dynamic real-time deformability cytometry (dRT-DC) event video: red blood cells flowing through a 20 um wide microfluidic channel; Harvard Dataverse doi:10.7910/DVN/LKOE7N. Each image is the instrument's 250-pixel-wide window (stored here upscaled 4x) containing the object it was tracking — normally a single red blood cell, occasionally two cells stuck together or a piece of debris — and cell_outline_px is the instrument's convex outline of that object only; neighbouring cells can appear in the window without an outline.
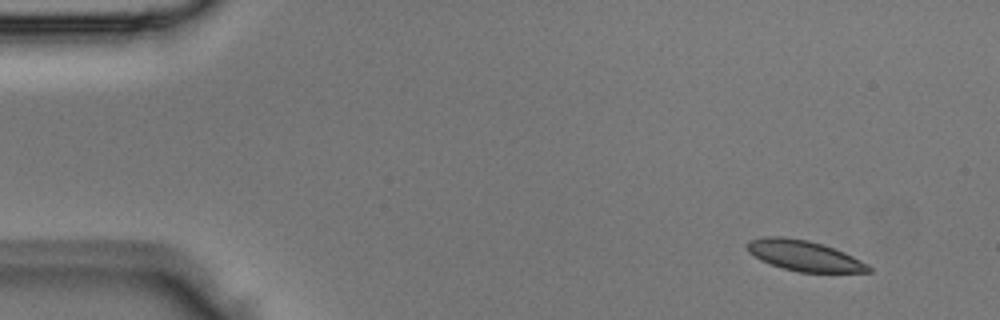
{"species": "Egyptian fruit bat (a non-hibernating species)", "species_latin": "Rousettus aegyptiacus", "temperature_condition": "room temperature", "stored_images_in_passage": 4, "camera_frame_rate_fps": 3000, "um_per_image_px": 0.085, "animal": {"sex": "male"}, "frame": {"image": 1, "passage_image": 1, "time_ms": 0.0, "image_size_px": [1000, 320], "cell_outline_px": [[872, 272], [800, 272], [784, 268], [760, 260], [748, 252], [744, 244], [748, 240], [764, 236], [784, 236], [808, 240], [824, 244], [844, 252], [868, 264], [872, 268]], "centroid_in_image_um": [68.32, 21.71], "position_along_channel_um": 16.7, "area_um2": 21.73}}